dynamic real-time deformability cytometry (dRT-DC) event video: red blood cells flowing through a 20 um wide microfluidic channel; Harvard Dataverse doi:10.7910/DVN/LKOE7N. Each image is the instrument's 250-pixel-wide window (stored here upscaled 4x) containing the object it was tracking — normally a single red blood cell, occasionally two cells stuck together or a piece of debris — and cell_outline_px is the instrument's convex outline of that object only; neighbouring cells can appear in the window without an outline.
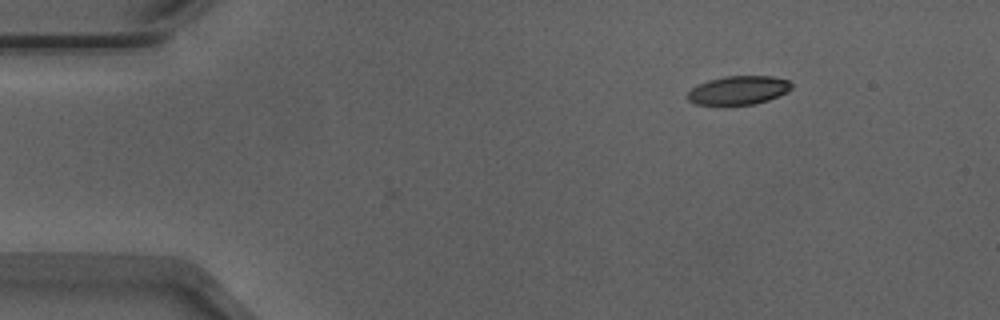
{"species": "Egyptian fruit bat (a non-hibernating species)", "species_latin": "Rousettus aegyptiacus", "temperature_condition": "warm", "stored_images_in_passage": 3, "camera_frame_rate_fps": 3000, "um_per_image_px": 0.085, "animal": {"sex": "male"}, "frame": {"image": 1, "passage_image": 1, "time_ms": 0.0, "image_size_px": [1000, 320], "cell_outline_px": [[792, 88], [788, 92], [768, 100], [752, 104], [696, 104], [688, 100], [688, 92], [692, 88], [708, 80], [724, 76], [772, 76], [788, 80], [792, 84]], "centroid_in_image_um": [62.8, 7.66], "position_along_channel_um": 22.2, "area_um2": 17.17}}